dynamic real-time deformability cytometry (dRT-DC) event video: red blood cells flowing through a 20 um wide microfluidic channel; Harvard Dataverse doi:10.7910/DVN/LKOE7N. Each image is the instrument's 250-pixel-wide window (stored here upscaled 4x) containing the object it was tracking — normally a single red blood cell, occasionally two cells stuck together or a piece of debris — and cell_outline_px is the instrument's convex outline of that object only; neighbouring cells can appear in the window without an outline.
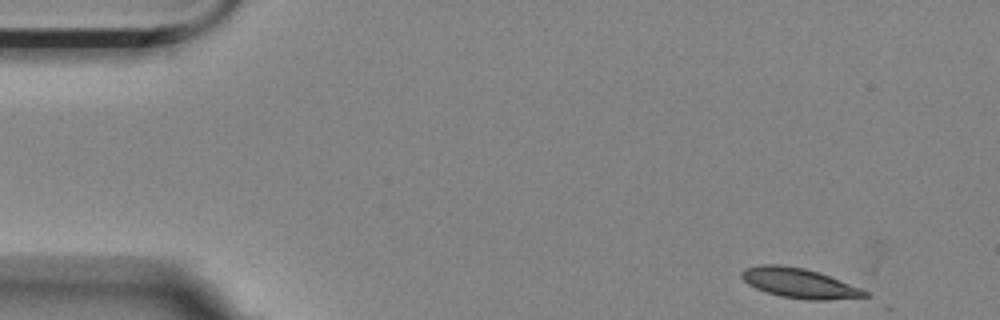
{"species": "Egyptian fruit bat (a non-hibernating species)", "species_latin": "Rousettus aegyptiacus", "temperature_condition": "room temperature", "stored_images_in_passage": 3, "camera_frame_rate_fps": 3000, "um_per_image_px": 0.085, "animal": {"sex": "female"}, "frame": {"image": 1, "passage_image": 1, "time_ms": 0.0, "image_size_px": [1000, 320], "cell_outline_px": [[872, 296], [828, 300], [808, 300], [780, 296], [764, 292], [748, 284], [740, 276], [740, 272], [744, 268], [760, 264], [780, 264], [804, 268], [864, 288], [872, 292]], "centroid_in_image_um": [67.97, 24.07], "position_along_channel_um": 17.0, "area_um2": 21.73}}